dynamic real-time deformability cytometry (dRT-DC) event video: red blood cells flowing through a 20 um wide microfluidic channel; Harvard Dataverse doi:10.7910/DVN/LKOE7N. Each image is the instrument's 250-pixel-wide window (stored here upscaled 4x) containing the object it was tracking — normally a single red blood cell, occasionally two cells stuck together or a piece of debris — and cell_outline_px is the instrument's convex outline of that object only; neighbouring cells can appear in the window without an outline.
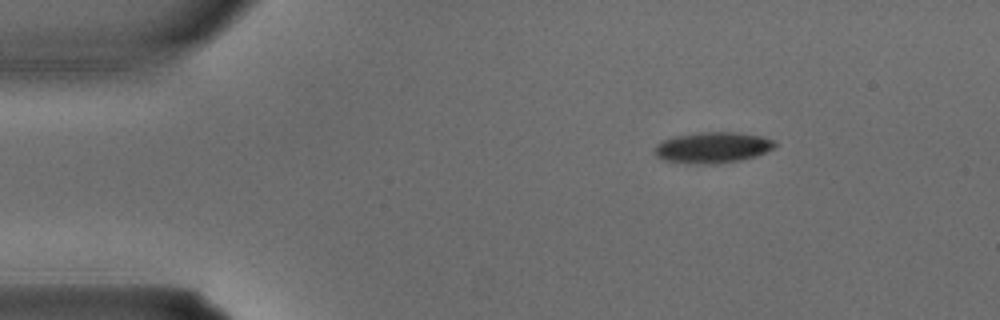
{"species": "common noctule bat (a hibernating species)", "species_latin": "Nyctalus noctula", "temperature_condition": "warm", "stored_images_in_passage": 2, "camera_frame_rate_fps": 3000, "um_per_image_px": 0.085, "animal": {"sex": "male", "body_mass_g": 15.6}, "frame": {"image": 1, "passage_image": 1, "time_ms": 0.0, "image_size_px": [1000, 320], "cell_outline_px": [[776, 144], [772, 148], [756, 156], [740, 160], [716, 164], [704, 164], [664, 160], [656, 156], [652, 148], [656, 144], [664, 140], [676, 136], [700, 132], [740, 132], [760, 136], [772, 140]], "centroid_in_image_um": [60.54, 12.53], "position_along_channel_um": 24.5, "area_um2": 21.5}}